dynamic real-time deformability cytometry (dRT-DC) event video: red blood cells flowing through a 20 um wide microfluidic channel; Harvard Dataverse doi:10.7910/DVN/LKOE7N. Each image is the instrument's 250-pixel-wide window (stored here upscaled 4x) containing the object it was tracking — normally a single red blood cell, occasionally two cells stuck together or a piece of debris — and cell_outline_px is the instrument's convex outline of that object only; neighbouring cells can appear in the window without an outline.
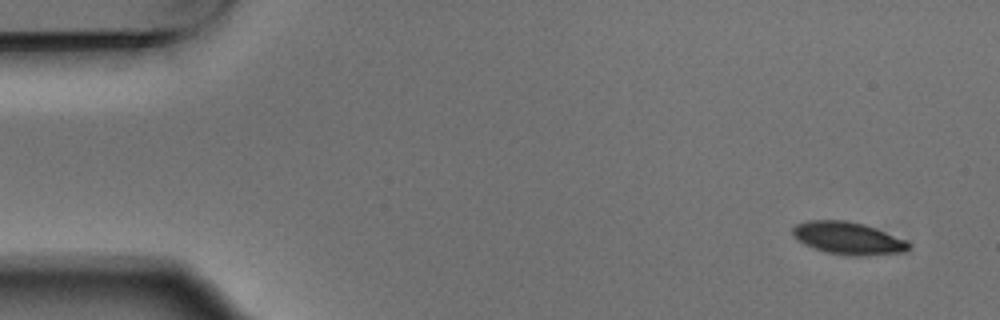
{"species": "Egyptian fruit bat (a non-hibernating species)", "species_latin": "Rousettus aegyptiacus", "temperature_condition": "warm", "stored_images_in_passage": 4, "camera_frame_rate_fps": 3000, "um_per_image_px": 0.085, "animal": {"sex": "male"}, "frame": {"image": 1, "passage_image": 1, "time_ms": 0.0, "image_size_px": [1000, 320], "cell_outline_px": [[912, 248], [908, 252], [856, 256], [828, 252], [804, 244], [792, 236], [792, 228], [796, 224], [808, 220], [844, 220], [864, 224], [876, 228], [908, 240], [912, 244]], "centroid_in_image_um": [72.15, 20.24], "position_along_channel_um": 12.9, "area_um2": 22.08}}